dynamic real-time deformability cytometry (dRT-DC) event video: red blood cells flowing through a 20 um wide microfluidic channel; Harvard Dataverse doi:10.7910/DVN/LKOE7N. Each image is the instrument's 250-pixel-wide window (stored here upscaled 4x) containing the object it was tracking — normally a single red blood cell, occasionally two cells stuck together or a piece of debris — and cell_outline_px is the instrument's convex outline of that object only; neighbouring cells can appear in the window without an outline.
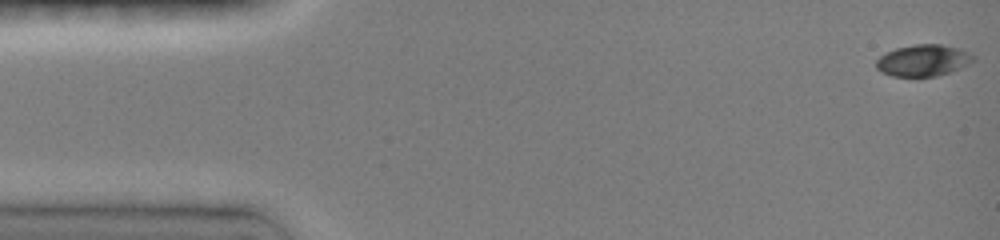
{"species": "common noctule bat (a hibernating species)", "species_latin": "Nyctalus noctula", "temperature_condition": "room temperature", "stored_images_in_passage": 21, "camera_frame_rate_fps": 3000, "um_per_image_px": 0.085, "animal": {"sex": "female", "body_mass_g": 19.0, "forearm_length_mm": 51.5}, "frame": {"image": 1, "passage_image": 1, "time_ms": 0.0, "image_size_px": [1000, 240], "cell_outline_px": [[976, 60], [960, 68], [936, 76], [892, 76], [880, 72], [876, 68], [876, 60], [880, 56], [896, 48], [916, 44], [940, 44], [960, 48], [976, 56]], "centroid_in_image_um": [78.48, 5.13], "position_along_channel_um": 6.5, "area_um2": 17.86}}
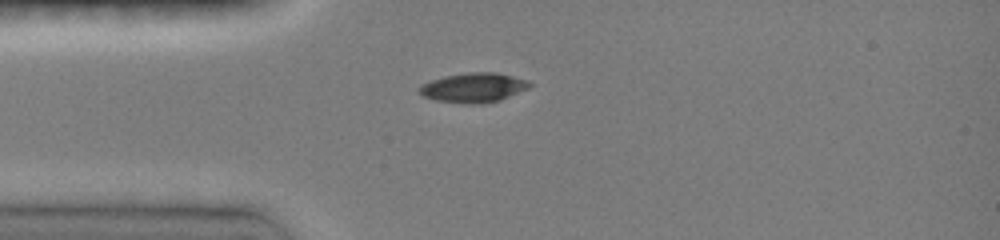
{"frame": {"image": 2, "passage_image": 9, "time_ms": 2.667, "image_size_px": [1000, 240], "cell_outline_px": [[532, 84], [528, 88], [500, 100], [480, 104], [472, 104], [436, 100], [424, 96], [416, 88], [432, 80], [444, 76], [468, 72], [496, 72], [528, 80]], "centroid_in_image_um": [40.26, 7.44], "position_along_channel_um": 44.7, "area_um2": 18.79}}
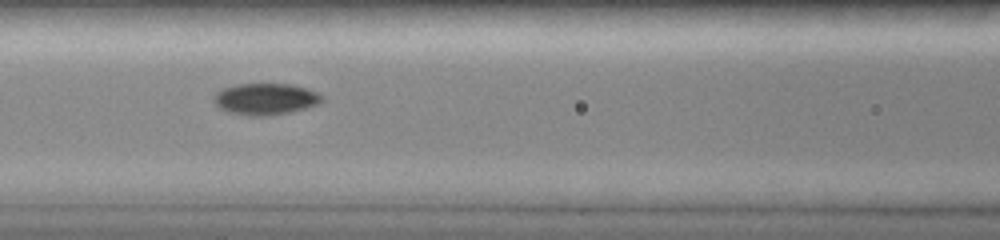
{"frame": {"image": 3, "passage_image": 14, "time_ms": 4.333, "image_size_px": [1000, 240], "cell_outline_px": [[324, 100], [320, 104], [288, 112], [264, 116], [252, 116], [228, 112], [220, 108], [212, 100], [216, 92], [224, 88], [236, 84], [292, 84], [316, 92], [324, 96]], "centroid_in_image_um": [22.56, 8.41], "position_along_channel_um": 144.0, "area_um2": 19.77}}